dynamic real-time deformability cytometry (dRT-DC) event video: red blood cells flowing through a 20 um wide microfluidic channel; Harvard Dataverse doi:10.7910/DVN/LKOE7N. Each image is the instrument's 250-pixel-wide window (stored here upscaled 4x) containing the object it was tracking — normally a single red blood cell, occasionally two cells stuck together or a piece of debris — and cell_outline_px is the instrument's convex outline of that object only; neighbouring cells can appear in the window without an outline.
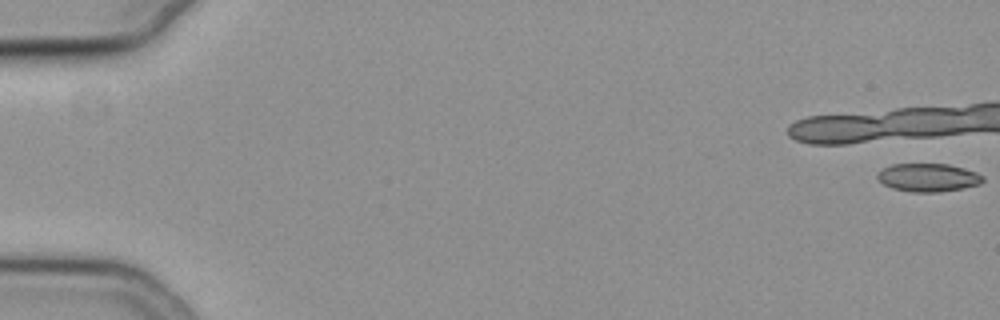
{"species": "common noctule bat (a hibernating species)", "species_latin": "Nyctalus noctula", "temperature_condition": "cold", "stored_images_in_passage": 41, "camera_frame_rate_fps": 3000, "um_per_image_px": 0.085, "animal": {"sex": "female", "body_mass_g": 19.3, "forearm_length_mm": 54.1}, "frame": {"image": 1, "passage_image": 1, "time_ms": 0.0, "image_size_px": [1000, 320], "cell_outline_px": [[984, 180], [980, 184], [940, 192], [912, 192], [892, 188], [884, 184], [876, 176], [884, 168], [892, 164], [948, 164], [964, 168], [976, 172], [984, 176]], "centroid_in_image_um": [78.92, 15.09], "position_along_channel_um": 6.1, "area_um2": 17.17}}
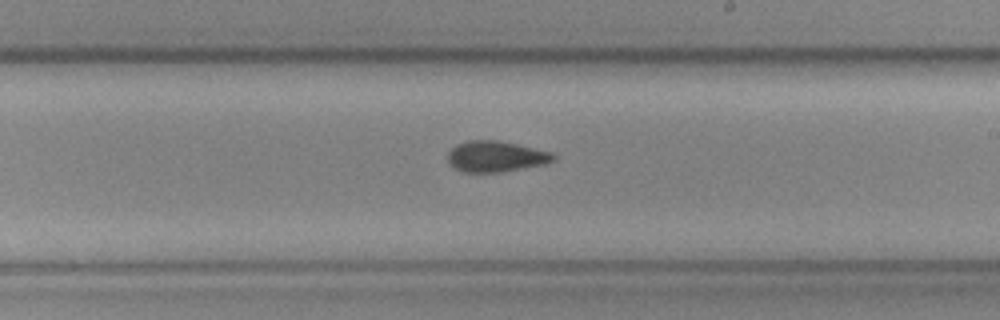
{"frame": {"image": 2, "passage_image": 30, "time_ms": 9.667, "image_size_px": [1000, 320], "cell_outline_px": [[556, 160], [544, 164], [504, 172], [464, 172], [456, 168], [448, 160], [448, 152], [456, 144], [468, 140], [496, 140], [516, 144], [552, 152], [556, 156]], "centroid_in_image_um": [42.17, 13.3], "position_along_channel_um": 246.8, "area_um2": 18.96}}
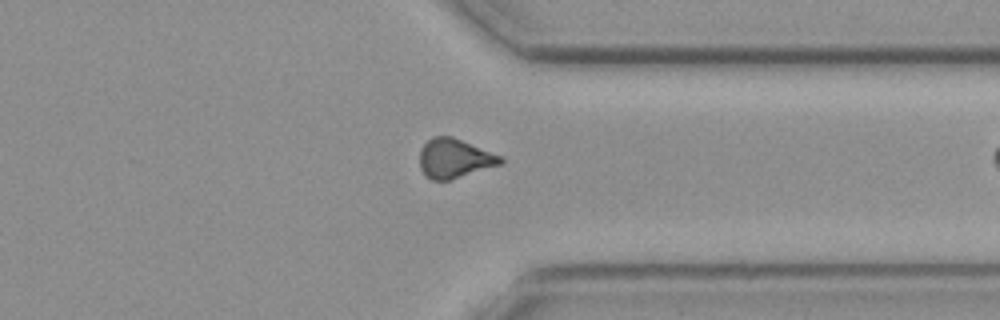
{"frame": {"image": 3, "passage_image": 40, "time_ms": 13.0, "image_size_px": [1000, 320], "cell_outline_px": [[504, 164], [452, 180], [432, 180], [420, 168], [420, 148], [432, 136], [452, 136], [504, 156]], "centroid_in_image_um": [38.7, 13.46], "position_along_channel_um": 372.7, "area_um2": 18.9}}